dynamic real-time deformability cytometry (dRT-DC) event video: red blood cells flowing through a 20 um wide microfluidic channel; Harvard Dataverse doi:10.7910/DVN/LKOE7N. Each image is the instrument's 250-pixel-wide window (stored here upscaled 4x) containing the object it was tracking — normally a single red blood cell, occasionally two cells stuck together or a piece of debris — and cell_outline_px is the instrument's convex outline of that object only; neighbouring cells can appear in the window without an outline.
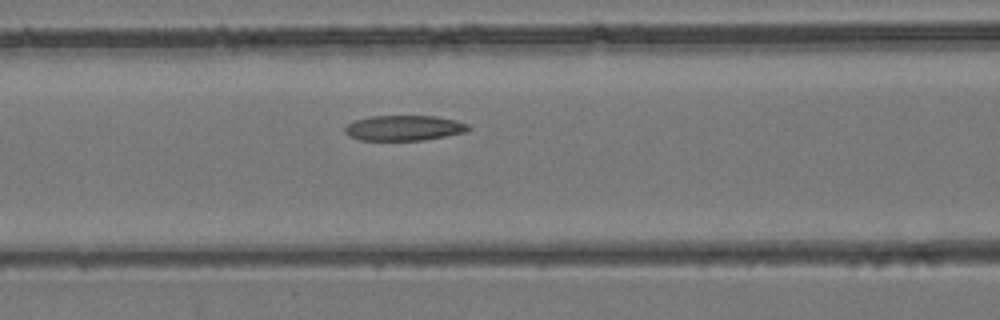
{"species": "common noctule bat (a hibernating species)", "species_latin": "Nyctalus noctula", "temperature_condition": "room temperature", "stored_images_in_passage": 36, "camera_frame_rate_fps": 3000, "um_per_image_px": 0.085, "animal": {"sex": "female", "body_mass_g": 24.6, "forearm_length_mm": 56.2}, "frame": {"image": 1, "passage_image": 11, "time_ms": 3.333, "image_size_px": [1000, 320], "cell_outline_px": [[472, 128], [468, 132], [424, 140], [360, 140], [348, 136], [344, 132], [344, 128], [348, 124], [356, 120], [372, 116], [436, 116], [456, 120], [468, 124]], "centroid_in_image_um": [34.38, 10.88], "position_along_channel_um": 132.2, "area_um2": 18.32}}
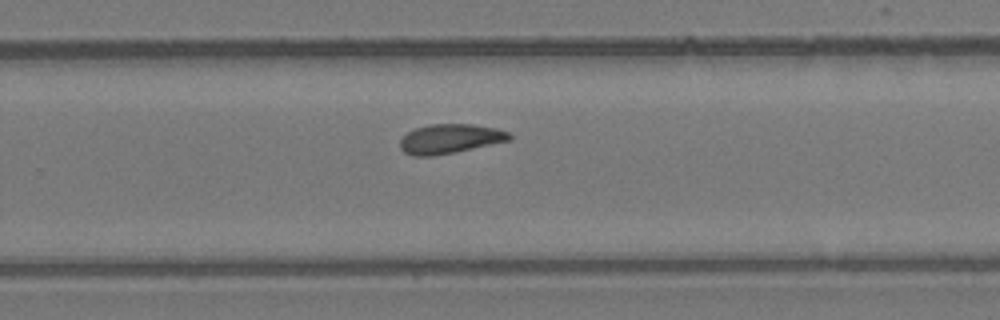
{"frame": {"image": 2, "passage_image": 21, "time_ms": 6.667, "image_size_px": [1000, 320], "cell_outline_px": [[512, 140], [456, 152], [432, 156], [412, 156], [404, 152], [400, 148], [400, 140], [408, 132], [416, 128], [432, 124], [472, 124], [496, 128], [508, 132], [512, 136]], "centroid_in_image_um": [38.27, 11.8], "position_along_channel_um": 291.5, "area_um2": 18.79}}
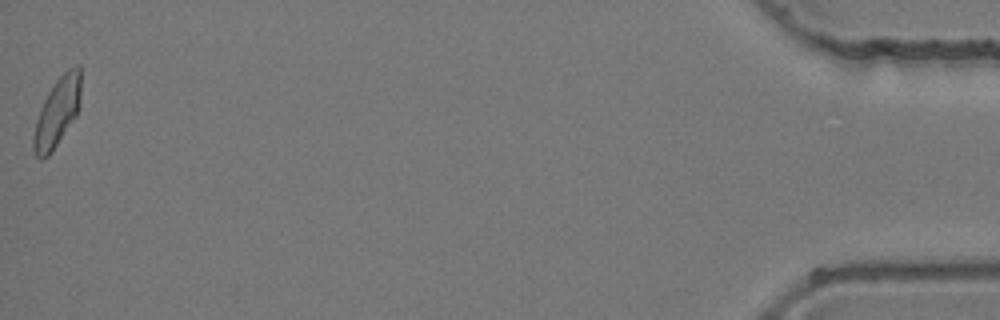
{"frame": {"image": 3, "passage_image": 36, "time_ms": 11.667, "image_size_px": [1000, 320], "cell_outline_px": [[80, 108], [76, 116], [52, 152], [48, 156], [40, 160], [36, 156], [32, 148], [32, 136], [36, 120], [40, 108], [48, 92], [56, 80], [68, 68], [76, 64], [80, 64]], "centroid_in_image_um": [4.86, 9.54], "position_along_channel_um": 430.3, "area_um2": 19.19}}